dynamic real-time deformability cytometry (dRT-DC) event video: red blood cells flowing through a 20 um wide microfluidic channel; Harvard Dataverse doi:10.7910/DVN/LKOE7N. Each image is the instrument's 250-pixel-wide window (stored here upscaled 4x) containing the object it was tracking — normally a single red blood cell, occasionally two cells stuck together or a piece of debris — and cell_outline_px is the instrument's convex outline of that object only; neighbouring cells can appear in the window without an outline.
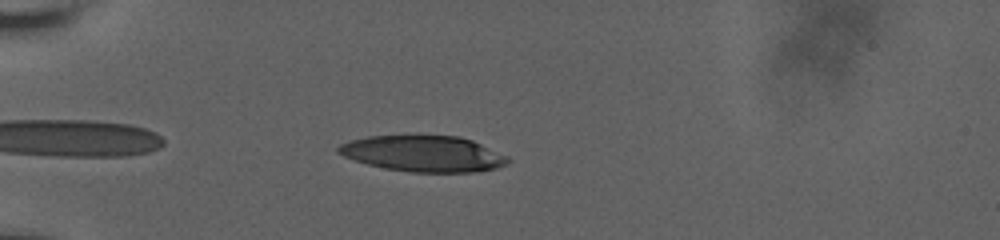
{"species": "human", "species_latin": "Homo sapiens", "temperature_condition": "room temperature", "stored_images_in_passage": 45, "camera_frame_rate_fps": 3000, "um_per_image_px": 0.085, "donor": {"sex": "male"}, "frame": {"image": 1, "passage_image": 4, "time_ms": 1.0, "image_size_px": [1000, 240], "cell_outline_px": [[512, 160], [508, 164], [496, 168], [472, 172], [408, 172], [384, 168], [368, 164], [344, 156], [336, 152], [336, 148], [340, 144], [352, 140], [368, 136], [460, 136], [472, 140], [508, 156]], "centroid_in_image_um": [36.01, 13.07], "position_along_channel_um": 49.0, "area_um2": 35.49}}
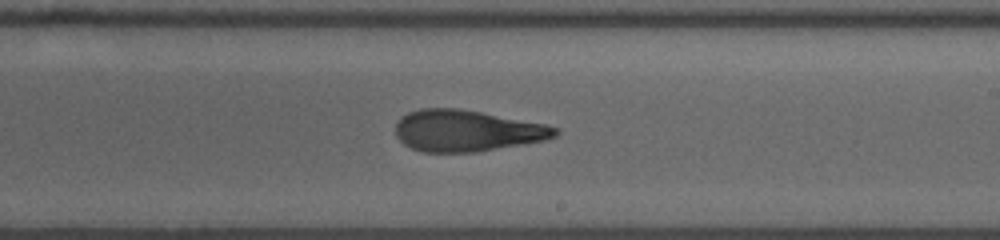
{"frame": {"image": 2, "passage_image": 23, "time_ms": 7.333, "image_size_px": [1000, 240], "cell_outline_px": [[560, 132], [556, 136], [544, 140], [524, 144], [476, 152], [424, 152], [412, 148], [404, 144], [396, 136], [396, 124], [400, 116], [408, 112], [420, 108], [460, 108], [548, 124], [560, 128]], "centroid_in_image_um": [39.7, 11.1], "position_along_channel_um": 249.3, "area_um2": 38.84}}
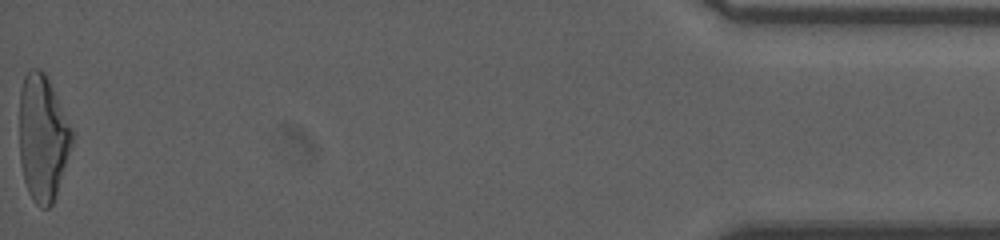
{"frame": {"image": 3, "passage_image": 45, "time_ms": 14.667, "image_size_px": [1000, 240], "cell_outline_px": [[76, 132], [52, 204], [48, 208], [40, 208], [32, 200], [28, 192], [24, 180], [20, 164], [20, 88], [24, 76], [28, 68], [40, 68], [44, 72]], "centroid_in_image_um": [3.64, 11.68], "position_along_channel_um": 431.6, "area_um2": 38.96}, "authors_computed_cell_mechanics": {"area_um2": 38.4948, "velocity_mm_per_s": 3.6719, "shape_relaxation_time_tau1_ms": 9.1009, "shape_relaxation_time_tau2_ms": 2.3236, "deformation_change_tau1": 0.3008, "deformation_change_tau2": 0.1263}}